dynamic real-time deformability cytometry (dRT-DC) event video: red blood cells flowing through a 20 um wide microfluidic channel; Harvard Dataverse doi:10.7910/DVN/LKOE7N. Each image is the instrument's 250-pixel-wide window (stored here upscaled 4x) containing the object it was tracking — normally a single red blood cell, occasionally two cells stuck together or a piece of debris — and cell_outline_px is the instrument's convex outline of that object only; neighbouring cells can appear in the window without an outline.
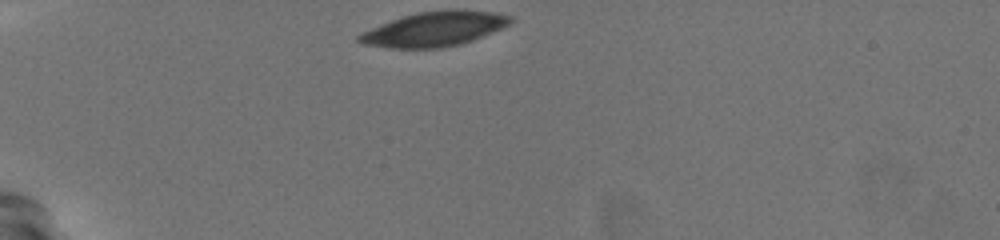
{"species": "common noctule bat (a hibernating species)", "species_latin": "Nyctalus noctula", "temperature_condition": "warm", "stored_images_in_passage": 35, "camera_frame_rate_fps": 3000, "um_per_image_px": 0.085, "animal": {"sex": "female", "body_mass_g": 19.5, "forearm_length_mm": 54.1}, "frame": {"image": 1, "passage_image": 1, "time_ms": 0.0, "image_size_px": [1000, 240], "cell_outline_px": [[512, 20], [508, 24], [480, 36], [456, 44], [436, 48], [400, 48], [368, 44], [360, 40], [360, 36], [364, 32], [404, 16], [424, 12], [484, 12], [508, 16]], "centroid_in_image_um": [36.89, 2.5], "position_along_channel_um": 48.1, "area_um2": 27.74}}
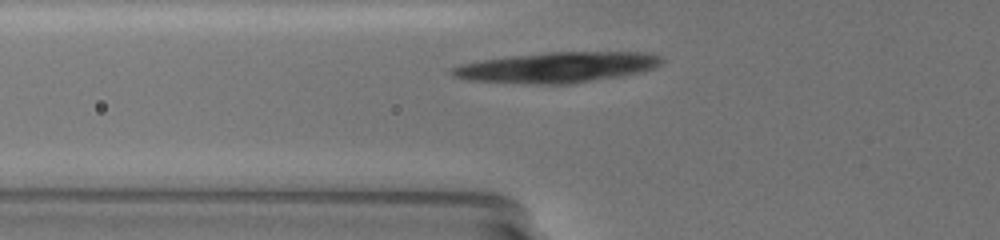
{"frame": {"image": 2, "passage_image": 7, "time_ms": 2.0, "image_size_px": [1000, 240], "cell_outline_px": [[660, 60], [656, 64], [648, 68], [632, 72], [588, 80], [560, 84], [556, 84], [484, 80], [460, 76], [452, 72], [452, 68], [468, 64], [488, 60], [552, 52], [624, 52], [656, 56]], "centroid_in_image_um": [47.35, 5.7], "position_along_channel_um": 78.4, "area_um2": 33.64}}